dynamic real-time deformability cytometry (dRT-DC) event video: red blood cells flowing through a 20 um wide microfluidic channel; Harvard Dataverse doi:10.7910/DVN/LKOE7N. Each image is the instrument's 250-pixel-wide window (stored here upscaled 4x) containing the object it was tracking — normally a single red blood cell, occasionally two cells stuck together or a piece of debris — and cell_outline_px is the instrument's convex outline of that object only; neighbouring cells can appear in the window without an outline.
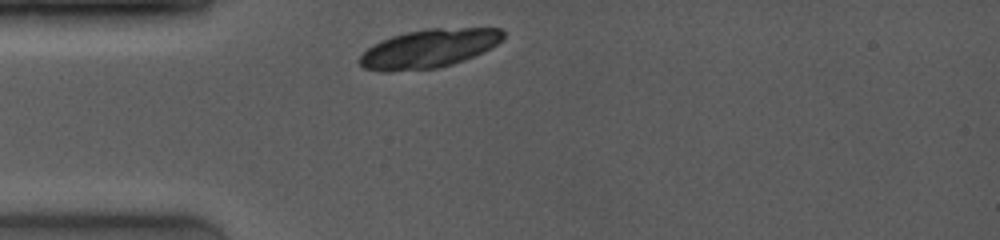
{"species": "common noctule bat (a hibernating species)", "species_latin": "Nyctalus noctula", "temperature_condition": "room temperature", "stored_images_in_passage": 2, "camera_frame_rate_fps": 4000, "um_per_image_px": 0.085, "animal": {"sex": "female", "body_mass_g": 19.0, "forearm_length_mm": 53.3}, "frame": {"image": 1, "passage_image": 1, "time_ms": 0.0, "image_size_px": [1000, 240], "cell_outline_px": [[504, 36], [496, 44], [464, 60], [452, 64], [436, 68], [392, 72], [380, 72], [364, 68], [360, 64], [360, 56], [372, 44], [380, 40], [404, 32], [428, 28], [500, 28], [504, 32]], "centroid_in_image_um": [36.4, 4.12], "position_along_channel_um": 48.6, "area_um2": 32.19}}